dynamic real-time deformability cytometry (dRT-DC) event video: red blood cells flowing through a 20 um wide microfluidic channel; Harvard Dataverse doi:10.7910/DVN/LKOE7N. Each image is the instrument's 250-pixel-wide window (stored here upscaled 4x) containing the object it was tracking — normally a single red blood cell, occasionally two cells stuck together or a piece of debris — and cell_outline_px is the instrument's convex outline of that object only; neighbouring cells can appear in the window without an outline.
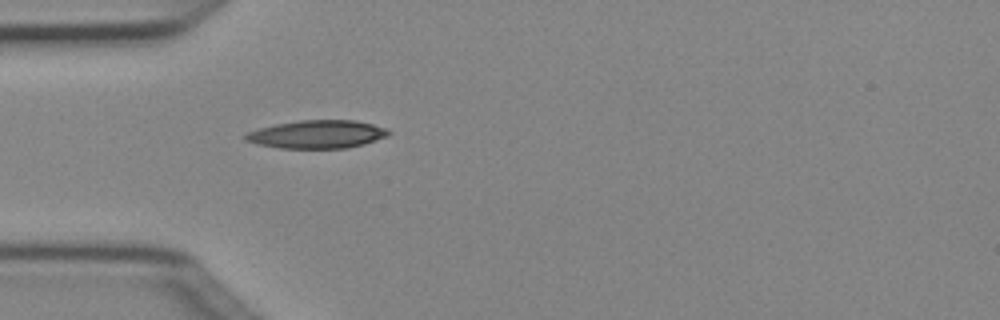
{"species": "Egyptian fruit bat (a non-hibernating species)", "species_latin": "Rousettus aegyptiacus", "temperature_condition": "cold", "stored_images_in_passage": 3, "camera_frame_rate_fps": 3000, "um_per_image_px": 0.085, "animal": {"sex": "female"}, "frame": {"image": 1, "passage_image": 3, "time_ms": 0.667, "image_size_px": [1000, 320], "cell_outline_px": [[392, 132], [388, 136], [364, 144], [344, 148], [280, 148], [256, 144], [244, 140], [244, 136], [248, 132], [260, 128], [276, 124], [300, 120], [356, 120], [372, 124], [384, 128]], "centroid_in_image_um": [26.95, 11.41], "position_along_channel_um": 58.0, "area_um2": 23.35}}